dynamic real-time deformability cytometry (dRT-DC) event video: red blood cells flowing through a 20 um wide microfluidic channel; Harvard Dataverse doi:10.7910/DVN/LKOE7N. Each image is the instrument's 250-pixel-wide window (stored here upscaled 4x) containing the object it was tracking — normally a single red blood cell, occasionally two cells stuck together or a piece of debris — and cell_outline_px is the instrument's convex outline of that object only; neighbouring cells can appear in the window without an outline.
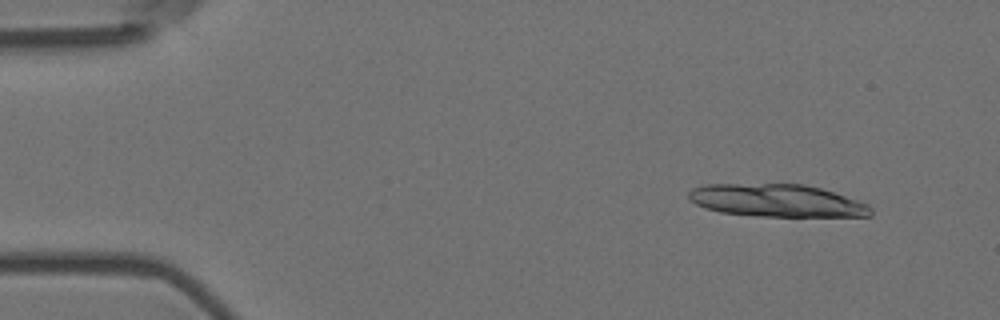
{"species": "Egyptian fruit bat (a non-hibernating species)", "species_latin": "Rousettus aegyptiacus", "temperature_condition": "room temperature", "stored_images_in_passage": 4, "camera_frame_rate_fps": 3000, "um_per_image_px": 0.085, "animal": {"sex": "female"}, "frame": {"image": 1, "passage_image": 1, "time_ms": 0.0, "image_size_px": [1000, 320], "cell_outline_px": [[872, 216], [756, 216], [720, 212], [704, 208], [688, 200], [688, 192], [692, 188], [708, 184], [804, 184], [820, 188], [860, 200], [868, 204], [872, 208]], "centroid_in_image_um": [66.02, 17.05], "position_along_channel_um": 19.0, "area_um2": 34.74}}